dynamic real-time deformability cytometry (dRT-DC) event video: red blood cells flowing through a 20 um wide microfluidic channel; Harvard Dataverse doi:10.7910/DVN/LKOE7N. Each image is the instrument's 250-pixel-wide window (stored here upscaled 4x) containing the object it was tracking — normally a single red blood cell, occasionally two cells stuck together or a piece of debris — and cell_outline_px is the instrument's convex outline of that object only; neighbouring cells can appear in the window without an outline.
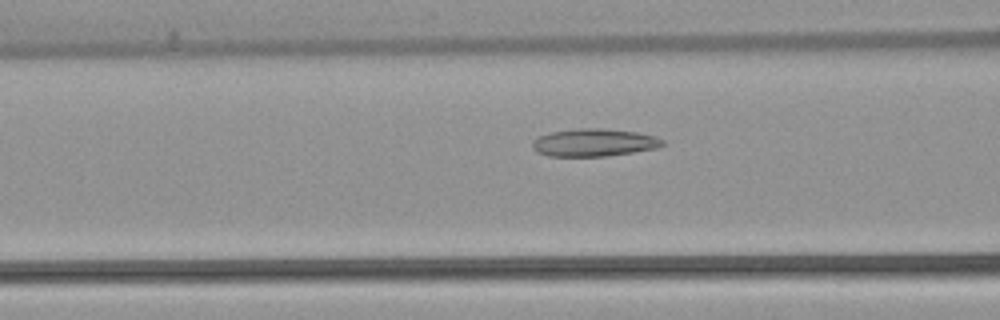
{"species": "common noctule bat (a hibernating species)", "species_latin": "Nyctalus noctula", "temperature_condition": "warm", "stored_images_in_passage": 53, "camera_frame_rate_fps": 3000, "um_per_image_px": 0.085, "animal": {"sex": "female", "body_mass_g": 22.7, "forearm_length_mm": 54.2}, "frame": {"image": 1, "passage_image": 21, "time_ms": 6.667, "image_size_px": [1000, 320], "cell_outline_px": [[668, 144], [656, 148], [632, 152], [604, 156], [548, 156], [536, 152], [532, 148], [532, 140], [540, 136], [552, 132], [580, 128], [600, 128], [636, 132], [656, 136], [664, 140]], "centroid_in_image_um": [50.5, 12.12], "position_along_channel_um": 116.1, "area_um2": 20.98}}
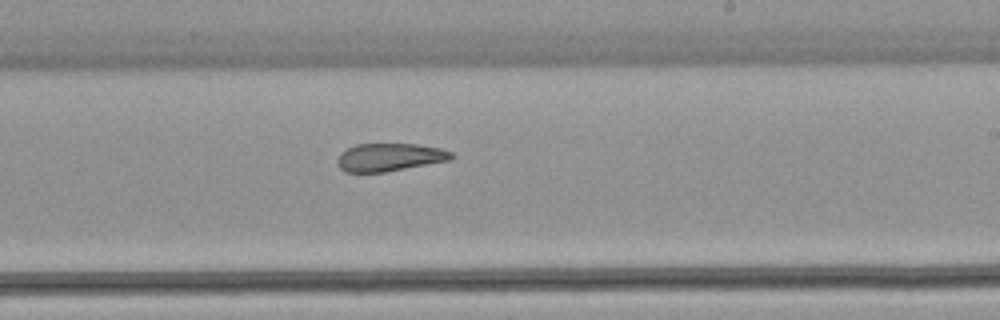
{"frame": {"image": 2, "passage_image": 32, "time_ms": 10.333, "image_size_px": [1000, 320], "cell_outline_px": [[456, 156], [452, 160], [384, 172], [344, 172], [336, 164], [336, 160], [340, 152], [356, 144], [416, 144], [440, 148], [452, 152]], "centroid_in_image_um": [33.11, 13.36], "position_along_channel_um": 255.9, "area_um2": 18.73}}
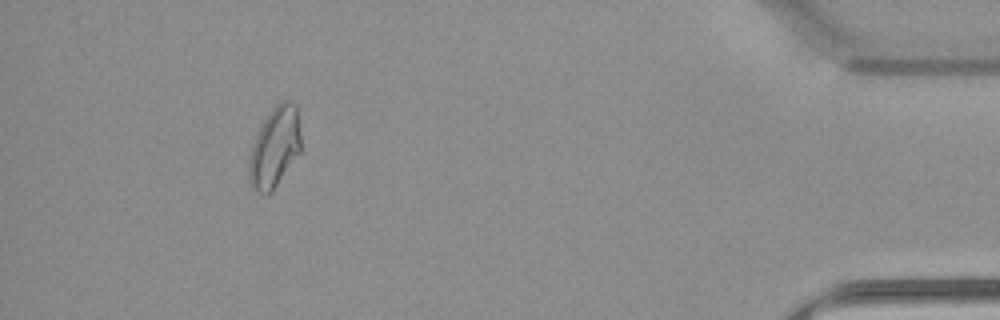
{"frame": {"image": 3, "passage_image": 49, "time_ms": 16.0, "image_size_px": [1000, 320], "cell_outline_px": [[300, 152], [276, 184], [264, 196], [252, 192], [248, 184], [248, 160], [252, 144], [264, 120], [272, 108], [280, 100], [288, 100], [296, 104], [300, 136]], "centroid_in_image_um": [23.3, 12.55], "position_along_channel_um": 411.9, "area_um2": 24.28}, "authors_computed_cell_mechanics": {"area_um2": 22.7154, "velocity_mm_per_s": 3.8186, "shape_relaxation_time_tau1_ms": null, "shape_relaxation_time_tau2_ms": 2.1455, "deformation_change_tau1": null, "deformation_change_tau2": 0.0863}}